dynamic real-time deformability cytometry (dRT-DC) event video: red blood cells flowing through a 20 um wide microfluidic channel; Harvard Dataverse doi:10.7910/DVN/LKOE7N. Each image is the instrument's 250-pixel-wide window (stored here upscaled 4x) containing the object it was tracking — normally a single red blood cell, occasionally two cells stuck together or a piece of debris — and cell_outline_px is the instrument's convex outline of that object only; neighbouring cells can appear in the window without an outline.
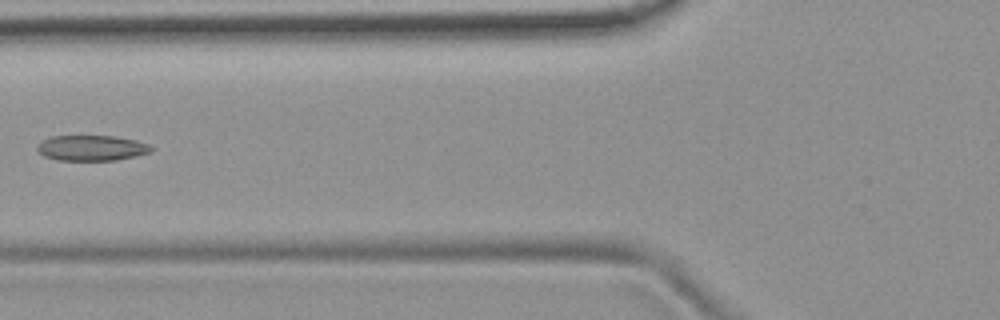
{"species": "common noctule bat (a hibernating species)", "species_latin": "Nyctalus noctula", "temperature_condition": "room temperature", "stored_images_in_passage": 5, "camera_frame_rate_fps": 3000, "um_per_image_px": 0.085, "animal": {"sex": "female", "body_mass_g": 19.9}, "frame": {"image": 1, "passage_image": 5, "time_ms": 4.667, "image_size_px": [1000, 320], "cell_outline_px": [[152, 152], [116, 160], [56, 160], [44, 156], [36, 148], [44, 140], [52, 136], [112, 136], [136, 140], [152, 144]], "centroid_in_image_um": [7.83, 12.58], "position_along_channel_um": 118.0, "area_um2": 16.82}}